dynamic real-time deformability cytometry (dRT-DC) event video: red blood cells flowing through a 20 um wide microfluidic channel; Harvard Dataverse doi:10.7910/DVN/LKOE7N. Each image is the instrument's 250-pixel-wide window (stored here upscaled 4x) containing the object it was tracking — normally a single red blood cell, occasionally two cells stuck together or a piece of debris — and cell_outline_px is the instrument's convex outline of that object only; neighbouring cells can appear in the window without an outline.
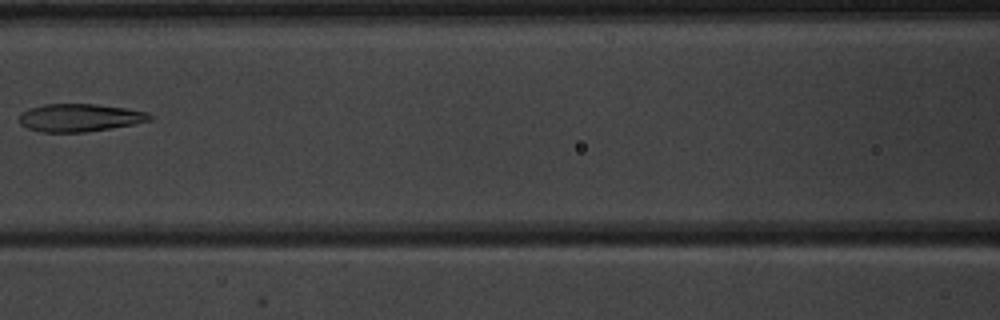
{"species": "common noctule bat (a hibernating species)", "species_latin": "Nyctalus noctula", "temperature_condition": "warm", "stored_images_in_passage": 4, "camera_frame_rate_fps": 3000, "um_per_image_px": 0.085, "animal": {"sex": "male", "body_mass_g": 20.1, "forearm_length_mm": 53.5}, "frame": {"image": 1, "passage_image": 4, "time_ms": 3.333, "image_size_px": [1000, 320], "cell_outline_px": [[152, 120], [136, 124], [88, 132], [40, 132], [28, 128], [20, 124], [20, 112], [28, 108], [44, 104], [96, 104], [128, 108], [148, 112], [152, 116]], "centroid_in_image_um": [6.8, 10.0], "position_along_channel_um": 159.8, "area_um2": 21.44}}